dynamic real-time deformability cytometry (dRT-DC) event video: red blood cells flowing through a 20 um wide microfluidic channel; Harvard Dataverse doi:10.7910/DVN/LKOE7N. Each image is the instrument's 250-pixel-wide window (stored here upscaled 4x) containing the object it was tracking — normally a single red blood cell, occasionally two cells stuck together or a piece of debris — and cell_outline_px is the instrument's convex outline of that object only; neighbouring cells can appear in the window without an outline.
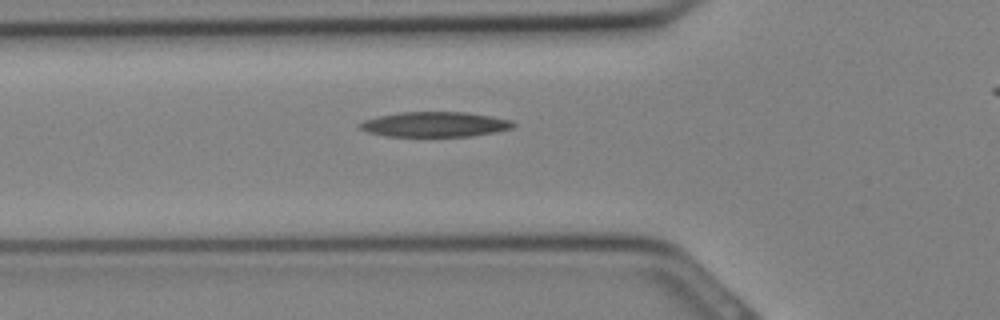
{"species": "Egyptian fruit bat (a non-hibernating species)", "species_latin": "Rousettus aegyptiacus", "temperature_condition": "cold", "stored_images_in_passage": 12, "camera_frame_rate_fps": 3000, "um_per_image_px": 0.085, "animal": {"sex": "female"}, "frame": {"image": 1, "passage_image": 2, "time_ms": 0.333, "image_size_px": [1000, 320], "cell_outline_px": [[516, 128], [496, 132], [472, 136], [384, 136], [368, 132], [360, 128], [356, 124], [364, 120], [380, 116], [400, 112], [464, 112], [512, 120], [516, 124]], "centroid_in_image_um": [36.98, 10.58], "position_along_channel_um": 88.8, "area_um2": 22.43}}
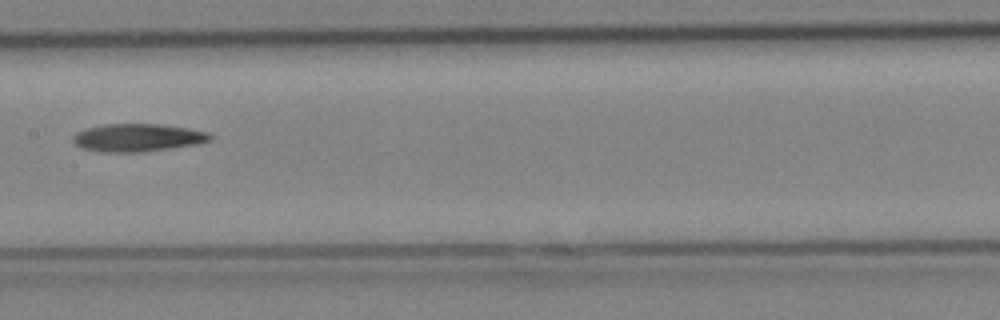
{"frame": {"image": 2, "passage_image": 7, "time_ms": 2.0, "image_size_px": [1000, 320], "cell_outline_px": [[212, 140], [200, 144], [144, 152], [100, 152], [84, 148], [76, 144], [72, 140], [72, 136], [76, 132], [84, 128], [104, 124], [160, 124], [188, 128], [208, 132], [212, 136]], "centroid_in_image_um": [11.72, 11.7], "position_along_channel_um": 195.7, "area_um2": 22.48}}
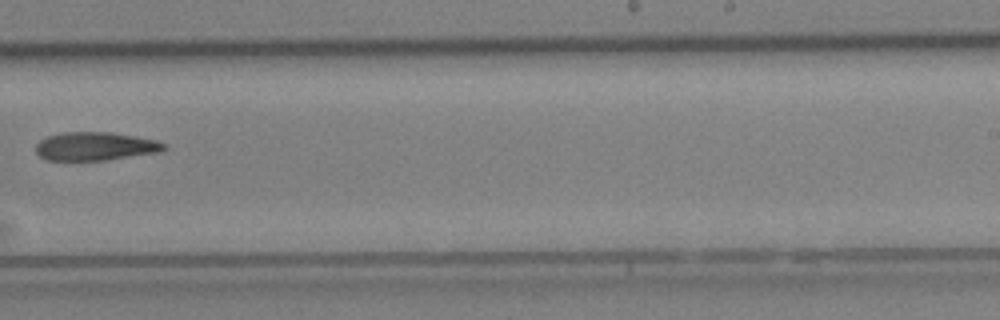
{"frame": {"image": 3, "passage_image": 11, "time_ms": 3.333, "image_size_px": [1000, 320], "cell_outline_px": [[168, 148], [164, 152], [104, 160], [44, 160], [36, 152], [36, 144], [40, 140], [48, 136], [60, 132], [112, 132], [136, 136], [156, 140], [164, 144]], "centroid_in_image_um": [8.13, 12.43], "position_along_channel_um": 280.9, "area_um2": 21.44}}